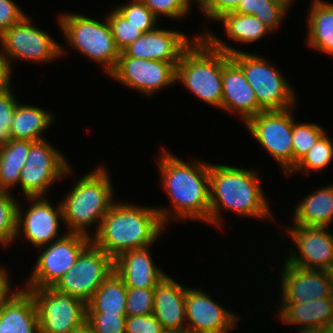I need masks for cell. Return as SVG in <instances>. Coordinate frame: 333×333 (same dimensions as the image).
Listing matches in <instances>:
<instances>
[{
	"label": "cell",
	"instance_id": "obj_1",
	"mask_svg": "<svg viewBox=\"0 0 333 333\" xmlns=\"http://www.w3.org/2000/svg\"><path fill=\"white\" fill-rule=\"evenodd\" d=\"M160 182L170 199V206L156 207L165 226L172 220L191 219L209 224L210 163L196 159L188 163L162 148L156 159ZM202 161V162H201ZM172 219V220H171ZM196 219V220H195Z\"/></svg>",
	"mask_w": 333,
	"mask_h": 333
},
{
	"label": "cell",
	"instance_id": "obj_2",
	"mask_svg": "<svg viewBox=\"0 0 333 333\" xmlns=\"http://www.w3.org/2000/svg\"><path fill=\"white\" fill-rule=\"evenodd\" d=\"M251 169H242L230 165L210 163L209 224L218 229L222 227V209L237 215L275 220L261 187V178Z\"/></svg>",
	"mask_w": 333,
	"mask_h": 333
},
{
	"label": "cell",
	"instance_id": "obj_3",
	"mask_svg": "<svg viewBox=\"0 0 333 333\" xmlns=\"http://www.w3.org/2000/svg\"><path fill=\"white\" fill-rule=\"evenodd\" d=\"M125 202L115 201L96 233H91V242L113 260L126 251L153 245L165 229L156 207Z\"/></svg>",
	"mask_w": 333,
	"mask_h": 333
},
{
	"label": "cell",
	"instance_id": "obj_4",
	"mask_svg": "<svg viewBox=\"0 0 333 333\" xmlns=\"http://www.w3.org/2000/svg\"><path fill=\"white\" fill-rule=\"evenodd\" d=\"M96 168L77 179L74 187L60 200L63 225L68 233H79L91 238L89 227L97 224L94 226L96 233L103 217L116 201L108 171L103 165Z\"/></svg>",
	"mask_w": 333,
	"mask_h": 333
},
{
	"label": "cell",
	"instance_id": "obj_5",
	"mask_svg": "<svg viewBox=\"0 0 333 333\" xmlns=\"http://www.w3.org/2000/svg\"><path fill=\"white\" fill-rule=\"evenodd\" d=\"M203 37L216 49L226 52L243 70L246 80L255 92L258 105L264 111L296 108V93L284 75L270 60L253 53L243 52L223 42L209 31ZM270 62V63H269Z\"/></svg>",
	"mask_w": 333,
	"mask_h": 333
},
{
	"label": "cell",
	"instance_id": "obj_6",
	"mask_svg": "<svg viewBox=\"0 0 333 333\" xmlns=\"http://www.w3.org/2000/svg\"><path fill=\"white\" fill-rule=\"evenodd\" d=\"M192 39L176 66V82L204 103L222 109L223 51L216 50L203 35Z\"/></svg>",
	"mask_w": 333,
	"mask_h": 333
},
{
	"label": "cell",
	"instance_id": "obj_7",
	"mask_svg": "<svg viewBox=\"0 0 333 333\" xmlns=\"http://www.w3.org/2000/svg\"><path fill=\"white\" fill-rule=\"evenodd\" d=\"M57 21L71 49L80 52L92 62L101 64L108 75L114 70L120 51L116 47L107 18L102 22L79 13L68 12L59 14Z\"/></svg>",
	"mask_w": 333,
	"mask_h": 333
},
{
	"label": "cell",
	"instance_id": "obj_8",
	"mask_svg": "<svg viewBox=\"0 0 333 333\" xmlns=\"http://www.w3.org/2000/svg\"><path fill=\"white\" fill-rule=\"evenodd\" d=\"M64 48L47 32L33 25L28 15L0 35V56L8 64L11 73L15 60L51 63L67 53Z\"/></svg>",
	"mask_w": 333,
	"mask_h": 333
},
{
	"label": "cell",
	"instance_id": "obj_9",
	"mask_svg": "<svg viewBox=\"0 0 333 333\" xmlns=\"http://www.w3.org/2000/svg\"><path fill=\"white\" fill-rule=\"evenodd\" d=\"M67 157L46 139L34 141L30 146L19 185L25 198L46 197L51 186L72 174ZM50 188V189H49Z\"/></svg>",
	"mask_w": 333,
	"mask_h": 333
},
{
	"label": "cell",
	"instance_id": "obj_10",
	"mask_svg": "<svg viewBox=\"0 0 333 333\" xmlns=\"http://www.w3.org/2000/svg\"><path fill=\"white\" fill-rule=\"evenodd\" d=\"M35 302L39 333H74L86 324L87 304L53 287L24 288Z\"/></svg>",
	"mask_w": 333,
	"mask_h": 333
},
{
	"label": "cell",
	"instance_id": "obj_11",
	"mask_svg": "<svg viewBox=\"0 0 333 333\" xmlns=\"http://www.w3.org/2000/svg\"><path fill=\"white\" fill-rule=\"evenodd\" d=\"M293 109L262 111L245 123L250 134L276 160L285 176L293 169Z\"/></svg>",
	"mask_w": 333,
	"mask_h": 333
},
{
	"label": "cell",
	"instance_id": "obj_12",
	"mask_svg": "<svg viewBox=\"0 0 333 333\" xmlns=\"http://www.w3.org/2000/svg\"><path fill=\"white\" fill-rule=\"evenodd\" d=\"M113 271L114 260L91 242L53 288L88 304L95 291Z\"/></svg>",
	"mask_w": 333,
	"mask_h": 333
},
{
	"label": "cell",
	"instance_id": "obj_13",
	"mask_svg": "<svg viewBox=\"0 0 333 333\" xmlns=\"http://www.w3.org/2000/svg\"><path fill=\"white\" fill-rule=\"evenodd\" d=\"M90 243L91 238L88 236L66 232L62 238L41 247L39 252L42 253H39L23 288L53 287Z\"/></svg>",
	"mask_w": 333,
	"mask_h": 333
},
{
	"label": "cell",
	"instance_id": "obj_14",
	"mask_svg": "<svg viewBox=\"0 0 333 333\" xmlns=\"http://www.w3.org/2000/svg\"><path fill=\"white\" fill-rule=\"evenodd\" d=\"M108 76L126 88L150 97L176 83V66L161 60L128 57L120 52L118 62Z\"/></svg>",
	"mask_w": 333,
	"mask_h": 333
},
{
	"label": "cell",
	"instance_id": "obj_15",
	"mask_svg": "<svg viewBox=\"0 0 333 333\" xmlns=\"http://www.w3.org/2000/svg\"><path fill=\"white\" fill-rule=\"evenodd\" d=\"M27 200L31 204L24 213L18 204L16 240L22 232L33 247L40 249L62 238L65 234L59 235L60 224L64 222L61 202L54 207L47 197H27Z\"/></svg>",
	"mask_w": 333,
	"mask_h": 333
},
{
	"label": "cell",
	"instance_id": "obj_16",
	"mask_svg": "<svg viewBox=\"0 0 333 333\" xmlns=\"http://www.w3.org/2000/svg\"><path fill=\"white\" fill-rule=\"evenodd\" d=\"M287 235L297 249L290 251L284 261L306 269H333V233L328 227H306L292 225Z\"/></svg>",
	"mask_w": 333,
	"mask_h": 333
},
{
	"label": "cell",
	"instance_id": "obj_17",
	"mask_svg": "<svg viewBox=\"0 0 333 333\" xmlns=\"http://www.w3.org/2000/svg\"><path fill=\"white\" fill-rule=\"evenodd\" d=\"M186 327L192 333H229L237 326L239 316L215 302L207 292L186 288Z\"/></svg>",
	"mask_w": 333,
	"mask_h": 333
},
{
	"label": "cell",
	"instance_id": "obj_18",
	"mask_svg": "<svg viewBox=\"0 0 333 333\" xmlns=\"http://www.w3.org/2000/svg\"><path fill=\"white\" fill-rule=\"evenodd\" d=\"M280 303H306L333 296L332 274L326 270L306 269L283 261Z\"/></svg>",
	"mask_w": 333,
	"mask_h": 333
},
{
	"label": "cell",
	"instance_id": "obj_19",
	"mask_svg": "<svg viewBox=\"0 0 333 333\" xmlns=\"http://www.w3.org/2000/svg\"><path fill=\"white\" fill-rule=\"evenodd\" d=\"M193 42L181 31L156 27L145 32L122 52L128 57L161 60L177 66L183 52Z\"/></svg>",
	"mask_w": 333,
	"mask_h": 333
},
{
	"label": "cell",
	"instance_id": "obj_20",
	"mask_svg": "<svg viewBox=\"0 0 333 333\" xmlns=\"http://www.w3.org/2000/svg\"><path fill=\"white\" fill-rule=\"evenodd\" d=\"M238 114L244 124L264 111L259 105L254 90L243 70L223 52L222 110Z\"/></svg>",
	"mask_w": 333,
	"mask_h": 333
},
{
	"label": "cell",
	"instance_id": "obj_21",
	"mask_svg": "<svg viewBox=\"0 0 333 333\" xmlns=\"http://www.w3.org/2000/svg\"><path fill=\"white\" fill-rule=\"evenodd\" d=\"M150 247L126 251L114 259V271L127 288H155L167 275L153 262Z\"/></svg>",
	"mask_w": 333,
	"mask_h": 333
},
{
	"label": "cell",
	"instance_id": "obj_22",
	"mask_svg": "<svg viewBox=\"0 0 333 333\" xmlns=\"http://www.w3.org/2000/svg\"><path fill=\"white\" fill-rule=\"evenodd\" d=\"M186 287L166 275L154 288L153 315L163 329L186 327Z\"/></svg>",
	"mask_w": 333,
	"mask_h": 333
},
{
	"label": "cell",
	"instance_id": "obj_23",
	"mask_svg": "<svg viewBox=\"0 0 333 333\" xmlns=\"http://www.w3.org/2000/svg\"><path fill=\"white\" fill-rule=\"evenodd\" d=\"M13 289L0 302V320H5V332L39 333L38 314L31 293L20 287Z\"/></svg>",
	"mask_w": 333,
	"mask_h": 333
},
{
	"label": "cell",
	"instance_id": "obj_24",
	"mask_svg": "<svg viewBox=\"0 0 333 333\" xmlns=\"http://www.w3.org/2000/svg\"><path fill=\"white\" fill-rule=\"evenodd\" d=\"M279 307L277 316L284 324H298V329H333V296L306 303H280Z\"/></svg>",
	"mask_w": 333,
	"mask_h": 333
},
{
	"label": "cell",
	"instance_id": "obj_25",
	"mask_svg": "<svg viewBox=\"0 0 333 333\" xmlns=\"http://www.w3.org/2000/svg\"><path fill=\"white\" fill-rule=\"evenodd\" d=\"M293 225L328 227L333 221V184L318 188L294 208Z\"/></svg>",
	"mask_w": 333,
	"mask_h": 333
},
{
	"label": "cell",
	"instance_id": "obj_26",
	"mask_svg": "<svg viewBox=\"0 0 333 333\" xmlns=\"http://www.w3.org/2000/svg\"><path fill=\"white\" fill-rule=\"evenodd\" d=\"M307 16V44L333 57V3L312 0Z\"/></svg>",
	"mask_w": 333,
	"mask_h": 333
},
{
	"label": "cell",
	"instance_id": "obj_27",
	"mask_svg": "<svg viewBox=\"0 0 333 333\" xmlns=\"http://www.w3.org/2000/svg\"><path fill=\"white\" fill-rule=\"evenodd\" d=\"M56 117L49 110L29 105L17 104L14 121L11 125V137L15 140L39 141L43 138V132L53 124Z\"/></svg>",
	"mask_w": 333,
	"mask_h": 333
},
{
	"label": "cell",
	"instance_id": "obj_28",
	"mask_svg": "<svg viewBox=\"0 0 333 333\" xmlns=\"http://www.w3.org/2000/svg\"><path fill=\"white\" fill-rule=\"evenodd\" d=\"M127 290L123 280L113 271L93 294L86 312L126 314Z\"/></svg>",
	"mask_w": 333,
	"mask_h": 333
},
{
	"label": "cell",
	"instance_id": "obj_29",
	"mask_svg": "<svg viewBox=\"0 0 333 333\" xmlns=\"http://www.w3.org/2000/svg\"><path fill=\"white\" fill-rule=\"evenodd\" d=\"M32 143L28 140L12 139L0 147V189L10 192V189L19 185L20 173Z\"/></svg>",
	"mask_w": 333,
	"mask_h": 333
},
{
	"label": "cell",
	"instance_id": "obj_30",
	"mask_svg": "<svg viewBox=\"0 0 333 333\" xmlns=\"http://www.w3.org/2000/svg\"><path fill=\"white\" fill-rule=\"evenodd\" d=\"M222 22L228 34V38L232 41L242 43H252L272 33L269 28L264 25L254 15H243L233 11L227 12L215 21Z\"/></svg>",
	"mask_w": 333,
	"mask_h": 333
},
{
	"label": "cell",
	"instance_id": "obj_31",
	"mask_svg": "<svg viewBox=\"0 0 333 333\" xmlns=\"http://www.w3.org/2000/svg\"><path fill=\"white\" fill-rule=\"evenodd\" d=\"M233 12L243 15H254L271 32H275L282 24L284 17H286L288 9L274 0H241Z\"/></svg>",
	"mask_w": 333,
	"mask_h": 333
},
{
	"label": "cell",
	"instance_id": "obj_32",
	"mask_svg": "<svg viewBox=\"0 0 333 333\" xmlns=\"http://www.w3.org/2000/svg\"><path fill=\"white\" fill-rule=\"evenodd\" d=\"M326 132L317 140L314 146L299 160L293 169L286 175L293 173H305L310 175L309 171L318 172L326 168L333 160V143Z\"/></svg>",
	"mask_w": 333,
	"mask_h": 333
},
{
	"label": "cell",
	"instance_id": "obj_33",
	"mask_svg": "<svg viewBox=\"0 0 333 333\" xmlns=\"http://www.w3.org/2000/svg\"><path fill=\"white\" fill-rule=\"evenodd\" d=\"M18 201L12 192L0 189V245L5 248L16 241Z\"/></svg>",
	"mask_w": 333,
	"mask_h": 333
},
{
	"label": "cell",
	"instance_id": "obj_34",
	"mask_svg": "<svg viewBox=\"0 0 333 333\" xmlns=\"http://www.w3.org/2000/svg\"><path fill=\"white\" fill-rule=\"evenodd\" d=\"M292 129L293 167L314 146L326 132L322 126L314 123H298L294 120Z\"/></svg>",
	"mask_w": 333,
	"mask_h": 333
},
{
	"label": "cell",
	"instance_id": "obj_35",
	"mask_svg": "<svg viewBox=\"0 0 333 333\" xmlns=\"http://www.w3.org/2000/svg\"><path fill=\"white\" fill-rule=\"evenodd\" d=\"M106 18L110 25L116 47L120 52L144 34L138 26L128 21L115 8L109 12Z\"/></svg>",
	"mask_w": 333,
	"mask_h": 333
},
{
	"label": "cell",
	"instance_id": "obj_36",
	"mask_svg": "<svg viewBox=\"0 0 333 333\" xmlns=\"http://www.w3.org/2000/svg\"><path fill=\"white\" fill-rule=\"evenodd\" d=\"M115 9L144 33L156 28L159 19L140 0L116 5Z\"/></svg>",
	"mask_w": 333,
	"mask_h": 333
},
{
	"label": "cell",
	"instance_id": "obj_37",
	"mask_svg": "<svg viewBox=\"0 0 333 333\" xmlns=\"http://www.w3.org/2000/svg\"><path fill=\"white\" fill-rule=\"evenodd\" d=\"M126 314L86 312V325L94 333H125Z\"/></svg>",
	"mask_w": 333,
	"mask_h": 333
},
{
	"label": "cell",
	"instance_id": "obj_38",
	"mask_svg": "<svg viewBox=\"0 0 333 333\" xmlns=\"http://www.w3.org/2000/svg\"><path fill=\"white\" fill-rule=\"evenodd\" d=\"M158 18L180 20L190 13L192 0H140Z\"/></svg>",
	"mask_w": 333,
	"mask_h": 333
},
{
	"label": "cell",
	"instance_id": "obj_39",
	"mask_svg": "<svg viewBox=\"0 0 333 333\" xmlns=\"http://www.w3.org/2000/svg\"><path fill=\"white\" fill-rule=\"evenodd\" d=\"M154 288H128L126 316H143L153 314Z\"/></svg>",
	"mask_w": 333,
	"mask_h": 333
},
{
	"label": "cell",
	"instance_id": "obj_40",
	"mask_svg": "<svg viewBox=\"0 0 333 333\" xmlns=\"http://www.w3.org/2000/svg\"><path fill=\"white\" fill-rule=\"evenodd\" d=\"M15 96L11 86L0 94V147L12 140L10 130L19 102Z\"/></svg>",
	"mask_w": 333,
	"mask_h": 333
},
{
	"label": "cell",
	"instance_id": "obj_41",
	"mask_svg": "<svg viewBox=\"0 0 333 333\" xmlns=\"http://www.w3.org/2000/svg\"><path fill=\"white\" fill-rule=\"evenodd\" d=\"M163 327L153 315L126 318L125 333H161Z\"/></svg>",
	"mask_w": 333,
	"mask_h": 333
},
{
	"label": "cell",
	"instance_id": "obj_42",
	"mask_svg": "<svg viewBox=\"0 0 333 333\" xmlns=\"http://www.w3.org/2000/svg\"><path fill=\"white\" fill-rule=\"evenodd\" d=\"M241 0H198L204 16L209 20L216 21L227 12L234 11Z\"/></svg>",
	"mask_w": 333,
	"mask_h": 333
},
{
	"label": "cell",
	"instance_id": "obj_43",
	"mask_svg": "<svg viewBox=\"0 0 333 333\" xmlns=\"http://www.w3.org/2000/svg\"><path fill=\"white\" fill-rule=\"evenodd\" d=\"M26 13L13 0H0V35L19 22Z\"/></svg>",
	"mask_w": 333,
	"mask_h": 333
},
{
	"label": "cell",
	"instance_id": "obj_44",
	"mask_svg": "<svg viewBox=\"0 0 333 333\" xmlns=\"http://www.w3.org/2000/svg\"><path fill=\"white\" fill-rule=\"evenodd\" d=\"M12 73L6 61L0 56V94L11 86Z\"/></svg>",
	"mask_w": 333,
	"mask_h": 333
},
{
	"label": "cell",
	"instance_id": "obj_45",
	"mask_svg": "<svg viewBox=\"0 0 333 333\" xmlns=\"http://www.w3.org/2000/svg\"><path fill=\"white\" fill-rule=\"evenodd\" d=\"M8 272L4 266H0V302L13 290Z\"/></svg>",
	"mask_w": 333,
	"mask_h": 333
},
{
	"label": "cell",
	"instance_id": "obj_46",
	"mask_svg": "<svg viewBox=\"0 0 333 333\" xmlns=\"http://www.w3.org/2000/svg\"><path fill=\"white\" fill-rule=\"evenodd\" d=\"M297 331L295 333H333V329L321 327H305L302 329H297Z\"/></svg>",
	"mask_w": 333,
	"mask_h": 333
},
{
	"label": "cell",
	"instance_id": "obj_47",
	"mask_svg": "<svg viewBox=\"0 0 333 333\" xmlns=\"http://www.w3.org/2000/svg\"><path fill=\"white\" fill-rule=\"evenodd\" d=\"M161 333H192L191 330L187 327L179 329H163Z\"/></svg>",
	"mask_w": 333,
	"mask_h": 333
},
{
	"label": "cell",
	"instance_id": "obj_48",
	"mask_svg": "<svg viewBox=\"0 0 333 333\" xmlns=\"http://www.w3.org/2000/svg\"><path fill=\"white\" fill-rule=\"evenodd\" d=\"M280 4H282L286 9L290 10V6H292L291 4L295 1V0H274Z\"/></svg>",
	"mask_w": 333,
	"mask_h": 333
},
{
	"label": "cell",
	"instance_id": "obj_49",
	"mask_svg": "<svg viewBox=\"0 0 333 333\" xmlns=\"http://www.w3.org/2000/svg\"><path fill=\"white\" fill-rule=\"evenodd\" d=\"M74 333H94L86 324Z\"/></svg>",
	"mask_w": 333,
	"mask_h": 333
},
{
	"label": "cell",
	"instance_id": "obj_50",
	"mask_svg": "<svg viewBox=\"0 0 333 333\" xmlns=\"http://www.w3.org/2000/svg\"><path fill=\"white\" fill-rule=\"evenodd\" d=\"M0 333H6L5 332V320H0Z\"/></svg>",
	"mask_w": 333,
	"mask_h": 333
}]
</instances>
